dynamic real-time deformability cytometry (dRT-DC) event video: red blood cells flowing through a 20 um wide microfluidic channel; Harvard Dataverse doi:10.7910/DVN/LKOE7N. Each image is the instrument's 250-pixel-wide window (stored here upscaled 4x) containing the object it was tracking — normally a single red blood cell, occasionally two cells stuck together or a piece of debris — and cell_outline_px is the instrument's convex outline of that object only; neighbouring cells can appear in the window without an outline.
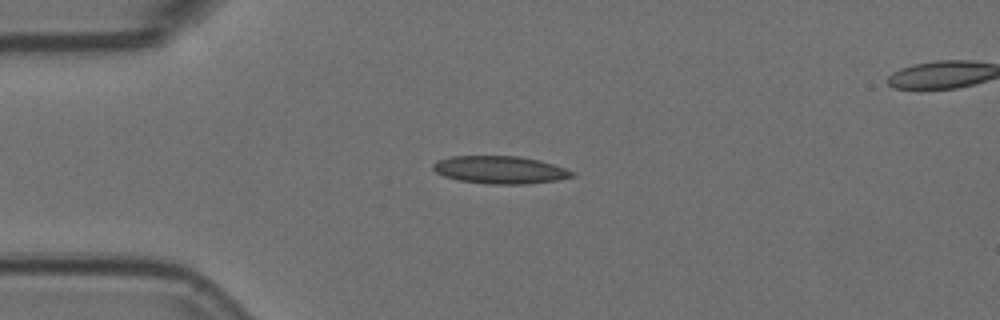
{"species": "Egyptian fruit bat (a non-hibernating species)", "species_latin": "Rousettus aegyptiacus", "temperature_condition": "room temperature", "stored_images_in_passage": 5, "camera_frame_rate_fps": 3000, "um_per_image_px": 0.085, "animal": {"sex": "female"}, "frame": {"image": 1, "passage_image": 3, "time_ms": 0.667, "image_size_px": [1000, 320], "cell_outline_px": [[576, 176], [556, 180], [528, 184], [488, 184], [460, 180], [444, 176], [436, 172], [432, 168], [432, 164], [436, 160], [452, 156], [520, 156], [540, 160], [576, 172]], "centroid_in_image_um": [42.51, 14.43], "position_along_channel_um": 42.5, "area_um2": 22.48}}
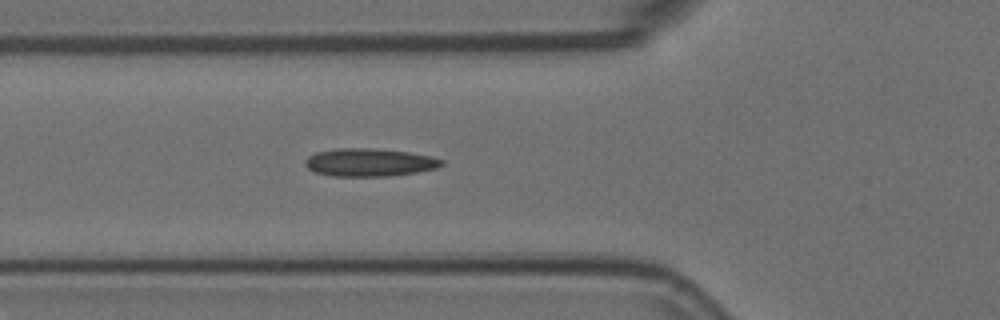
{"frame": {"image": 2, "passage_image": 5, "time_ms": 1.333, "image_size_px": [1000, 320], "cell_outline_px": [[444, 164], [436, 168], [416, 172], [388, 176], [332, 176], [316, 172], [308, 168], [304, 164], [304, 160], [308, 156], [316, 152], [336, 148], [368, 148], [408, 152], [432, 156], [444, 160]], "centroid_in_image_um": [31.39, 13.8], "position_along_channel_um": 94.4, "area_um2": 22.2}}